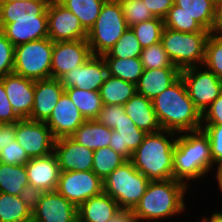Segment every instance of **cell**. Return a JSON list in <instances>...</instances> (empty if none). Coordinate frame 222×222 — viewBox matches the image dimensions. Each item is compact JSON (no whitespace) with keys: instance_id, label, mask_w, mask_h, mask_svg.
Instances as JSON below:
<instances>
[{"instance_id":"cell-56","label":"cell","mask_w":222,"mask_h":222,"mask_svg":"<svg viewBox=\"0 0 222 222\" xmlns=\"http://www.w3.org/2000/svg\"><path fill=\"white\" fill-rule=\"evenodd\" d=\"M15 1H30V0H0V3H8V2H15Z\"/></svg>"},{"instance_id":"cell-1","label":"cell","mask_w":222,"mask_h":222,"mask_svg":"<svg viewBox=\"0 0 222 222\" xmlns=\"http://www.w3.org/2000/svg\"><path fill=\"white\" fill-rule=\"evenodd\" d=\"M215 166L209 138L202 129L177 134L173 151L174 180L189 187L195 180L207 178Z\"/></svg>"},{"instance_id":"cell-52","label":"cell","mask_w":222,"mask_h":222,"mask_svg":"<svg viewBox=\"0 0 222 222\" xmlns=\"http://www.w3.org/2000/svg\"><path fill=\"white\" fill-rule=\"evenodd\" d=\"M213 32L214 33H222V0H219L215 4Z\"/></svg>"},{"instance_id":"cell-9","label":"cell","mask_w":222,"mask_h":222,"mask_svg":"<svg viewBox=\"0 0 222 222\" xmlns=\"http://www.w3.org/2000/svg\"><path fill=\"white\" fill-rule=\"evenodd\" d=\"M180 76L189 98L201 114L222 93V80L203 65L181 70Z\"/></svg>"},{"instance_id":"cell-21","label":"cell","mask_w":222,"mask_h":222,"mask_svg":"<svg viewBox=\"0 0 222 222\" xmlns=\"http://www.w3.org/2000/svg\"><path fill=\"white\" fill-rule=\"evenodd\" d=\"M147 133L140 130L124 112L119 123L112 130L110 148L130 160L132 153L140 146Z\"/></svg>"},{"instance_id":"cell-51","label":"cell","mask_w":222,"mask_h":222,"mask_svg":"<svg viewBox=\"0 0 222 222\" xmlns=\"http://www.w3.org/2000/svg\"><path fill=\"white\" fill-rule=\"evenodd\" d=\"M109 222H139L133 209L120 208Z\"/></svg>"},{"instance_id":"cell-8","label":"cell","mask_w":222,"mask_h":222,"mask_svg":"<svg viewBox=\"0 0 222 222\" xmlns=\"http://www.w3.org/2000/svg\"><path fill=\"white\" fill-rule=\"evenodd\" d=\"M52 52L50 38L15 46L13 73L34 81L51 78Z\"/></svg>"},{"instance_id":"cell-46","label":"cell","mask_w":222,"mask_h":222,"mask_svg":"<svg viewBox=\"0 0 222 222\" xmlns=\"http://www.w3.org/2000/svg\"><path fill=\"white\" fill-rule=\"evenodd\" d=\"M20 118L12 108L4 89L3 81L0 79V123L5 125L15 124Z\"/></svg>"},{"instance_id":"cell-55","label":"cell","mask_w":222,"mask_h":222,"mask_svg":"<svg viewBox=\"0 0 222 222\" xmlns=\"http://www.w3.org/2000/svg\"><path fill=\"white\" fill-rule=\"evenodd\" d=\"M217 181L216 183L218 184V191L222 192V178H215Z\"/></svg>"},{"instance_id":"cell-13","label":"cell","mask_w":222,"mask_h":222,"mask_svg":"<svg viewBox=\"0 0 222 222\" xmlns=\"http://www.w3.org/2000/svg\"><path fill=\"white\" fill-rule=\"evenodd\" d=\"M91 55L87 39L53 42L51 78L60 79L65 73L84 64Z\"/></svg>"},{"instance_id":"cell-20","label":"cell","mask_w":222,"mask_h":222,"mask_svg":"<svg viewBox=\"0 0 222 222\" xmlns=\"http://www.w3.org/2000/svg\"><path fill=\"white\" fill-rule=\"evenodd\" d=\"M25 166L29 185L43 192L56 190L61 171L54 152L44 157L30 159Z\"/></svg>"},{"instance_id":"cell-17","label":"cell","mask_w":222,"mask_h":222,"mask_svg":"<svg viewBox=\"0 0 222 222\" xmlns=\"http://www.w3.org/2000/svg\"><path fill=\"white\" fill-rule=\"evenodd\" d=\"M86 119L64 92L45 121L55 139L70 137Z\"/></svg>"},{"instance_id":"cell-27","label":"cell","mask_w":222,"mask_h":222,"mask_svg":"<svg viewBox=\"0 0 222 222\" xmlns=\"http://www.w3.org/2000/svg\"><path fill=\"white\" fill-rule=\"evenodd\" d=\"M112 130L96 119L86 120L70 137L79 144L95 151L99 148L109 147Z\"/></svg>"},{"instance_id":"cell-44","label":"cell","mask_w":222,"mask_h":222,"mask_svg":"<svg viewBox=\"0 0 222 222\" xmlns=\"http://www.w3.org/2000/svg\"><path fill=\"white\" fill-rule=\"evenodd\" d=\"M15 46L0 30V78L13 73Z\"/></svg>"},{"instance_id":"cell-23","label":"cell","mask_w":222,"mask_h":222,"mask_svg":"<svg viewBox=\"0 0 222 222\" xmlns=\"http://www.w3.org/2000/svg\"><path fill=\"white\" fill-rule=\"evenodd\" d=\"M177 67L144 69L136 84V93L152 100L180 77Z\"/></svg>"},{"instance_id":"cell-36","label":"cell","mask_w":222,"mask_h":222,"mask_svg":"<svg viewBox=\"0 0 222 222\" xmlns=\"http://www.w3.org/2000/svg\"><path fill=\"white\" fill-rule=\"evenodd\" d=\"M142 47L133 30L129 27L103 58H135L140 57Z\"/></svg>"},{"instance_id":"cell-33","label":"cell","mask_w":222,"mask_h":222,"mask_svg":"<svg viewBox=\"0 0 222 222\" xmlns=\"http://www.w3.org/2000/svg\"><path fill=\"white\" fill-rule=\"evenodd\" d=\"M61 5L74 13L88 32L96 22L102 5L106 0H57Z\"/></svg>"},{"instance_id":"cell-57","label":"cell","mask_w":222,"mask_h":222,"mask_svg":"<svg viewBox=\"0 0 222 222\" xmlns=\"http://www.w3.org/2000/svg\"><path fill=\"white\" fill-rule=\"evenodd\" d=\"M17 222H35L33 217L27 218L25 220L22 221H17Z\"/></svg>"},{"instance_id":"cell-29","label":"cell","mask_w":222,"mask_h":222,"mask_svg":"<svg viewBox=\"0 0 222 222\" xmlns=\"http://www.w3.org/2000/svg\"><path fill=\"white\" fill-rule=\"evenodd\" d=\"M70 97L86 120H94L102 110L103 103L99 91L82 90L80 88H65Z\"/></svg>"},{"instance_id":"cell-16","label":"cell","mask_w":222,"mask_h":222,"mask_svg":"<svg viewBox=\"0 0 222 222\" xmlns=\"http://www.w3.org/2000/svg\"><path fill=\"white\" fill-rule=\"evenodd\" d=\"M35 222H73L78 218L77 206L56 190L44 192L32 212Z\"/></svg>"},{"instance_id":"cell-59","label":"cell","mask_w":222,"mask_h":222,"mask_svg":"<svg viewBox=\"0 0 222 222\" xmlns=\"http://www.w3.org/2000/svg\"><path fill=\"white\" fill-rule=\"evenodd\" d=\"M73 222H82V221L79 218H77Z\"/></svg>"},{"instance_id":"cell-35","label":"cell","mask_w":222,"mask_h":222,"mask_svg":"<svg viewBox=\"0 0 222 222\" xmlns=\"http://www.w3.org/2000/svg\"><path fill=\"white\" fill-rule=\"evenodd\" d=\"M32 217V212L19 198L0 192V222H17Z\"/></svg>"},{"instance_id":"cell-31","label":"cell","mask_w":222,"mask_h":222,"mask_svg":"<svg viewBox=\"0 0 222 222\" xmlns=\"http://www.w3.org/2000/svg\"><path fill=\"white\" fill-rule=\"evenodd\" d=\"M108 75L120 78L124 81L137 84L143 74L144 68L140 57L135 58H103Z\"/></svg>"},{"instance_id":"cell-42","label":"cell","mask_w":222,"mask_h":222,"mask_svg":"<svg viewBox=\"0 0 222 222\" xmlns=\"http://www.w3.org/2000/svg\"><path fill=\"white\" fill-rule=\"evenodd\" d=\"M201 129L209 138L211 157L213 163L216 165L222 161V125L202 124Z\"/></svg>"},{"instance_id":"cell-48","label":"cell","mask_w":222,"mask_h":222,"mask_svg":"<svg viewBox=\"0 0 222 222\" xmlns=\"http://www.w3.org/2000/svg\"><path fill=\"white\" fill-rule=\"evenodd\" d=\"M44 192L39 189L35 188L32 185H27L23 187V190L19 193V198L24 202V204L33 212L40 200Z\"/></svg>"},{"instance_id":"cell-28","label":"cell","mask_w":222,"mask_h":222,"mask_svg":"<svg viewBox=\"0 0 222 222\" xmlns=\"http://www.w3.org/2000/svg\"><path fill=\"white\" fill-rule=\"evenodd\" d=\"M136 93V85L107 75L99 89L103 104L124 105Z\"/></svg>"},{"instance_id":"cell-49","label":"cell","mask_w":222,"mask_h":222,"mask_svg":"<svg viewBox=\"0 0 222 222\" xmlns=\"http://www.w3.org/2000/svg\"><path fill=\"white\" fill-rule=\"evenodd\" d=\"M155 17L164 19L174 4V0H143Z\"/></svg>"},{"instance_id":"cell-38","label":"cell","mask_w":222,"mask_h":222,"mask_svg":"<svg viewBox=\"0 0 222 222\" xmlns=\"http://www.w3.org/2000/svg\"><path fill=\"white\" fill-rule=\"evenodd\" d=\"M164 27L180 32H202L204 28L193 18L181 11L175 4L170 8L166 17L163 19Z\"/></svg>"},{"instance_id":"cell-4","label":"cell","mask_w":222,"mask_h":222,"mask_svg":"<svg viewBox=\"0 0 222 222\" xmlns=\"http://www.w3.org/2000/svg\"><path fill=\"white\" fill-rule=\"evenodd\" d=\"M177 133L160 130L147 133L132 153L133 166L150 181L173 179V151Z\"/></svg>"},{"instance_id":"cell-30","label":"cell","mask_w":222,"mask_h":222,"mask_svg":"<svg viewBox=\"0 0 222 222\" xmlns=\"http://www.w3.org/2000/svg\"><path fill=\"white\" fill-rule=\"evenodd\" d=\"M174 4L193 17L205 30L213 32L215 3L211 0H174Z\"/></svg>"},{"instance_id":"cell-7","label":"cell","mask_w":222,"mask_h":222,"mask_svg":"<svg viewBox=\"0 0 222 222\" xmlns=\"http://www.w3.org/2000/svg\"><path fill=\"white\" fill-rule=\"evenodd\" d=\"M150 180L130 160L116 168L104 181L103 191L120 208L133 209L144 195Z\"/></svg>"},{"instance_id":"cell-10","label":"cell","mask_w":222,"mask_h":222,"mask_svg":"<svg viewBox=\"0 0 222 222\" xmlns=\"http://www.w3.org/2000/svg\"><path fill=\"white\" fill-rule=\"evenodd\" d=\"M15 139L30 159L44 157L54 152L56 139L43 121L20 119L15 123Z\"/></svg>"},{"instance_id":"cell-19","label":"cell","mask_w":222,"mask_h":222,"mask_svg":"<svg viewBox=\"0 0 222 222\" xmlns=\"http://www.w3.org/2000/svg\"><path fill=\"white\" fill-rule=\"evenodd\" d=\"M65 88L60 79L36 80L34 88V103L30 120L45 122L51 115Z\"/></svg>"},{"instance_id":"cell-39","label":"cell","mask_w":222,"mask_h":222,"mask_svg":"<svg viewBox=\"0 0 222 222\" xmlns=\"http://www.w3.org/2000/svg\"><path fill=\"white\" fill-rule=\"evenodd\" d=\"M203 66L222 80V33H210L206 42Z\"/></svg>"},{"instance_id":"cell-15","label":"cell","mask_w":222,"mask_h":222,"mask_svg":"<svg viewBox=\"0 0 222 222\" xmlns=\"http://www.w3.org/2000/svg\"><path fill=\"white\" fill-rule=\"evenodd\" d=\"M54 153L61 172L92 171L94 151L79 144L71 137L56 139Z\"/></svg>"},{"instance_id":"cell-41","label":"cell","mask_w":222,"mask_h":222,"mask_svg":"<svg viewBox=\"0 0 222 222\" xmlns=\"http://www.w3.org/2000/svg\"><path fill=\"white\" fill-rule=\"evenodd\" d=\"M124 13V19L131 27L137 23L153 19L155 16L149 8L145 5L143 0H119Z\"/></svg>"},{"instance_id":"cell-45","label":"cell","mask_w":222,"mask_h":222,"mask_svg":"<svg viewBox=\"0 0 222 222\" xmlns=\"http://www.w3.org/2000/svg\"><path fill=\"white\" fill-rule=\"evenodd\" d=\"M125 112L123 105L103 104L96 120L110 129H114Z\"/></svg>"},{"instance_id":"cell-2","label":"cell","mask_w":222,"mask_h":222,"mask_svg":"<svg viewBox=\"0 0 222 222\" xmlns=\"http://www.w3.org/2000/svg\"><path fill=\"white\" fill-rule=\"evenodd\" d=\"M152 106L163 130L179 134L202 127V114L189 98L181 76L152 99Z\"/></svg>"},{"instance_id":"cell-60","label":"cell","mask_w":222,"mask_h":222,"mask_svg":"<svg viewBox=\"0 0 222 222\" xmlns=\"http://www.w3.org/2000/svg\"><path fill=\"white\" fill-rule=\"evenodd\" d=\"M211 1L216 4L219 0H211Z\"/></svg>"},{"instance_id":"cell-22","label":"cell","mask_w":222,"mask_h":222,"mask_svg":"<svg viewBox=\"0 0 222 222\" xmlns=\"http://www.w3.org/2000/svg\"><path fill=\"white\" fill-rule=\"evenodd\" d=\"M1 31L14 46L48 38V16L15 20L13 23L6 24Z\"/></svg>"},{"instance_id":"cell-47","label":"cell","mask_w":222,"mask_h":222,"mask_svg":"<svg viewBox=\"0 0 222 222\" xmlns=\"http://www.w3.org/2000/svg\"><path fill=\"white\" fill-rule=\"evenodd\" d=\"M202 124L222 125V93L202 114Z\"/></svg>"},{"instance_id":"cell-6","label":"cell","mask_w":222,"mask_h":222,"mask_svg":"<svg viewBox=\"0 0 222 222\" xmlns=\"http://www.w3.org/2000/svg\"><path fill=\"white\" fill-rule=\"evenodd\" d=\"M128 25L119 0H106L96 22L87 32L92 55H104L113 47Z\"/></svg>"},{"instance_id":"cell-14","label":"cell","mask_w":222,"mask_h":222,"mask_svg":"<svg viewBox=\"0 0 222 222\" xmlns=\"http://www.w3.org/2000/svg\"><path fill=\"white\" fill-rule=\"evenodd\" d=\"M107 75V66L103 56L91 55L84 64L65 73L60 81L64 88L75 87L99 91Z\"/></svg>"},{"instance_id":"cell-26","label":"cell","mask_w":222,"mask_h":222,"mask_svg":"<svg viewBox=\"0 0 222 222\" xmlns=\"http://www.w3.org/2000/svg\"><path fill=\"white\" fill-rule=\"evenodd\" d=\"M51 0H30L0 3V30L15 20L35 19L47 16V7Z\"/></svg>"},{"instance_id":"cell-54","label":"cell","mask_w":222,"mask_h":222,"mask_svg":"<svg viewBox=\"0 0 222 222\" xmlns=\"http://www.w3.org/2000/svg\"><path fill=\"white\" fill-rule=\"evenodd\" d=\"M214 173H215L214 176L215 178H222V161L216 164Z\"/></svg>"},{"instance_id":"cell-11","label":"cell","mask_w":222,"mask_h":222,"mask_svg":"<svg viewBox=\"0 0 222 222\" xmlns=\"http://www.w3.org/2000/svg\"><path fill=\"white\" fill-rule=\"evenodd\" d=\"M56 191L78 207L103 191V181L93 171L60 172Z\"/></svg>"},{"instance_id":"cell-32","label":"cell","mask_w":222,"mask_h":222,"mask_svg":"<svg viewBox=\"0 0 222 222\" xmlns=\"http://www.w3.org/2000/svg\"><path fill=\"white\" fill-rule=\"evenodd\" d=\"M29 185L25 165H9L0 162V192L18 196Z\"/></svg>"},{"instance_id":"cell-25","label":"cell","mask_w":222,"mask_h":222,"mask_svg":"<svg viewBox=\"0 0 222 222\" xmlns=\"http://www.w3.org/2000/svg\"><path fill=\"white\" fill-rule=\"evenodd\" d=\"M119 210L118 203L102 191L80 204L77 214L82 222H109Z\"/></svg>"},{"instance_id":"cell-5","label":"cell","mask_w":222,"mask_h":222,"mask_svg":"<svg viewBox=\"0 0 222 222\" xmlns=\"http://www.w3.org/2000/svg\"><path fill=\"white\" fill-rule=\"evenodd\" d=\"M210 33L205 29L202 32L188 33L164 27L161 44L173 64L181 71L203 65Z\"/></svg>"},{"instance_id":"cell-37","label":"cell","mask_w":222,"mask_h":222,"mask_svg":"<svg viewBox=\"0 0 222 222\" xmlns=\"http://www.w3.org/2000/svg\"><path fill=\"white\" fill-rule=\"evenodd\" d=\"M142 48L149 47L152 44L161 42V36L164 29V21L161 18L155 17L137 23L130 27Z\"/></svg>"},{"instance_id":"cell-34","label":"cell","mask_w":222,"mask_h":222,"mask_svg":"<svg viewBox=\"0 0 222 222\" xmlns=\"http://www.w3.org/2000/svg\"><path fill=\"white\" fill-rule=\"evenodd\" d=\"M127 161L121 154L112 148L103 147L94 151L92 171L104 181L116 168Z\"/></svg>"},{"instance_id":"cell-24","label":"cell","mask_w":222,"mask_h":222,"mask_svg":"<svg viewBox=\"0 0 222 222\" xmlns=\"http://www.w3.org/2000/svg\"><path fill=\"white\" fill-rule=\"evenodd\" d=\"M126 114L145 133L162 130L152 106V100L135 93L124 105Z\"/></svg>"},{"instance_id":"cell-43","label":"cell","mask_w":222,"mask_h":222,"mask_svg":"<svg viewBox=\"0 0 222 222\" xmlns=\"http://www.w3.org/2000/svg\"><path fill=\"white\" fill-rule=\"evenodd\" d=\"M26 151L23 147L16 141L13 140L12 143L2 147L0 154V162L9 165H26L29 162Z\"/></svg>"},{"instance_id":"cell-40","label":"cell","mask_w":222,"mask_h":222,"mask_svg":"<svg viewBox=\"0 0 222 222\" xmlns=\"http://www.w3.org/2000/svg\"><path fill=\"white\" fill-rule=\"evenodd\" d=\"M140 59L144 69L176 67L164 50L161 42L142 48Z\"/></svg>"},{"instance_id":"cell-50","label":"cell","mask_w":222,"mask_h":222,"mask_svg":"<svg viewBox=\"0 0 222 222\" xmlns=\"http://www.w3.org/2000/svg\"><path fill=\"white\" fill-rule=\"evenodd\" d=\"M15 139V124L5 125L0 123V154L2 147L13 142Z\"/></svg>"},{"instance_id":"cell-58","label":"cell","mask_w":222,"mask_h":222,"mask_svg":"<svg viewBox=\"0 0 222 222\" xmlns=\"http://www.w3.org/2000/svg\"><path fill=\"white\" fill-rule=\"evenodd\" d=\"M196 222H208L204 217L202 219H200V221H196Z\"/></svg>"},{"instance_id":"cell-18","label":"cell","mask_w":222,"mask_h":222,"mask_svg":"<svg viewBox=\"0 0 222 222\" xmlns=\"http://www.w3.org/2000/svg\"><path fill=\"white\" fill-rule=\"evenodd\" d=\"M7 98L20 119H29L34 103L35 81L10 73L0 78Z\"/></svg>"},{"instance_id":"cell-53","label":"cell","mask_w":222,"mask_h":222,"mask_svg":"<svg viewBox=\"0 0 222 222\" xmlns=\"http://www.w3.org/2000/svg\"><path fill=\"white\" fill-rule=\"evenodd\" d=\"M204 218L208 221V222H222V212L217 210L211 214V216L205 215Z\"/></svg>"},{"instance_id":"cell-12","label":"cell","mask_w":222,"mask_h":222,"mask_svg":"<svg viewBox=\"0 0 222 222\" xmlns=\"http://www.w3.org/2000/svg\"><path fill=\"white\" fill-rule=\"evenodd\" d=\"M48 38L53 42L87 39V31L79 18L57 0H51L47 7Z\"/></svg>"},{"instance_id":"cell-3","label":"cell","mask_w":222,"mask_h":222,"mask_svg":"<svg viewBox=\"0 0 222 222\" xmlns=\"http://www.w3.org/2000/svg\"><path fill=\"white\" fill-rule=\"evenodd\" d=\"M188 190L185 183L174 179L150 181L133 212L139 222L174 219L186 211L184 198Z\"/></svg>"}]
</instances>
